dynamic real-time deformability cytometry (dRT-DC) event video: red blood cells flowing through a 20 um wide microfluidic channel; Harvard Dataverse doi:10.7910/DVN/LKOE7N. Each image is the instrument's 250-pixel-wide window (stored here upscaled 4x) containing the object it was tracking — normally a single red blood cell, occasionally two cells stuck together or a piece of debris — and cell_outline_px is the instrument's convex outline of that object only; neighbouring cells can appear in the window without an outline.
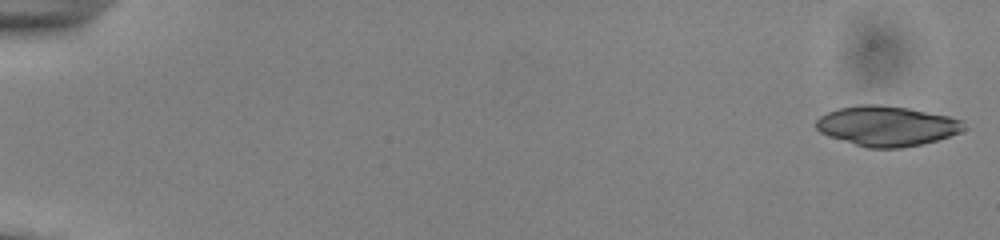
{"species": "common noctule bat (a hibernating species)", "species_latin": "Nyctalus noctula", "temperature_condition": "cold", "stored_images_in_passage": 53, "camera_frame_rate_fps": 3000, "um_per_image_px": 0.085, "animal": {"sex": "male", "body_mass_g": 13.0, "forearm_length_mm": 53.1}, "frame": {"image": 1, "passage_image": 1, "time_ms": 0.0, "image_size_px": [1000, 240], "cell_outline_px": [[968, 128], [960, 132], [936, 140], [920, 144], [900, 148], [868, 148], [828, 136], [820, 132], [816, 128], [816, 120], [820, 116], [836, 108], [860, 104], [876, 104], [908, 108], [948, 116], [964, 120]], "centroid_in_image_um": [75.38, 10.7], "position_along_channel_um": 9.6, "area_um2": 34.51}}
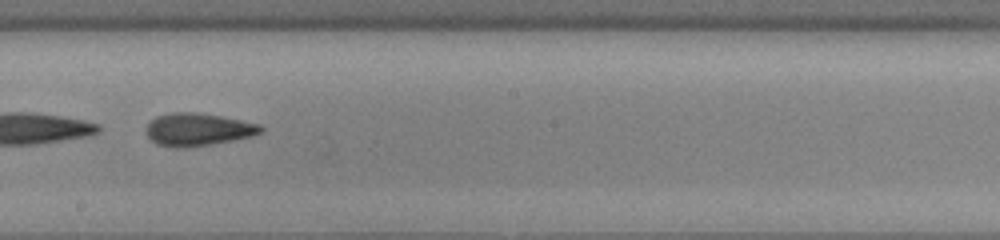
{"frame": {"image": 2, "passage_image": 32, "time_ms": 10.333, "image_size_px": [1000, 240], "cell_outline_px": [[264, 132], [252, 136], [232, 140], [208, 144], [180, 148], [176, 148], [156, 144], [144, 132], [144, 128], [156, 116], [172, 112], [196, 112], [220, 116], [260, 124], [264, 128]], "centroid_in_image_um": [16.8, 11.0], "position_along_channel_um": 231.4, "area_um2": 21.79}}